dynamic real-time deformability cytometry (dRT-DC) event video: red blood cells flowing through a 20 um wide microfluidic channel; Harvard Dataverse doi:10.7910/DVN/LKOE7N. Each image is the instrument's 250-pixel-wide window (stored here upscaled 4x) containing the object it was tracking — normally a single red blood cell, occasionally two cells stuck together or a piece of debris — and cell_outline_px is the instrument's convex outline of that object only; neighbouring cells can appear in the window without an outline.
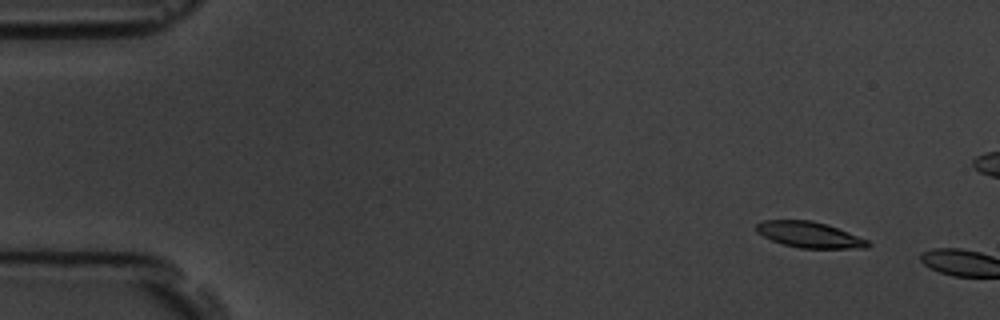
{"species": "common noctule bat (a hibernating species)", "species_latin": "Nyctalus noctula", "temperature_condition": "room temperature", "stored_images_in_passage": 2, "camera_frame_rate_fps": 3000, "um_per_image_px": 0.085, "animal": {"sex": "male", "body_mass_g": 19.5, "forearm_length_mm": 54.6}, "frame": {"image": 1, "passage_image": 1, "time_ms": 0.0, "image_size_px": [1000, 320], "cell_outline_px": [[872, 244], [868, 248], [800, 248], [784, 244], [772, 240], [756, 232], [756, 224], [764, 220], [812, 220], [828, 224], [868, 240]], "centroid_in_image_um": [68.82, 19.94], "position_along_channel_um": 16.2, "area_um2": 16.82}}